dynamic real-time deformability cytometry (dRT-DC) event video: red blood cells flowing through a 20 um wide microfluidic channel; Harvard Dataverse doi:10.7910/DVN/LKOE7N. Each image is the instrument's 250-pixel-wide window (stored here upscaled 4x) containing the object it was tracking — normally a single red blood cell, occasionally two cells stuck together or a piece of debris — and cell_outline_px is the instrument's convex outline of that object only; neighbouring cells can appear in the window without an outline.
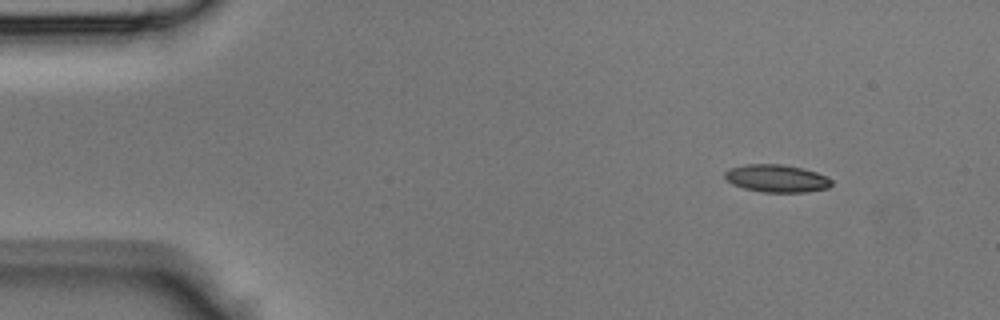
{"species": "Egyptian fruit bat (a non-hibernating species)", "species_latin": "Rousettus aegyptiacus", "temperature_condition": "room temperature", "stored_images_in_passage": 39, "camera_frame_rate_fps": 3000, "um_per_image_px": 0.085, "animal": {"sex": "male"}, "frame": {"image": 1, "passage_image": 1, "time_ms": 0.0, "image_size_px": [1000, 320], "cell_outline_px": [[832, 184], [828, 188], [808, 192], [764, 192], [744, 188], [732, 184], [724, 176], [724, 172], [732, 168], [744, 164], [780, 164], [800, 168], [816, 172], [832, 180]], "centroid_in_image_um": [66.01, 15.17], "position_along_channel_um": 19.0, "area_um2": 16.99}}
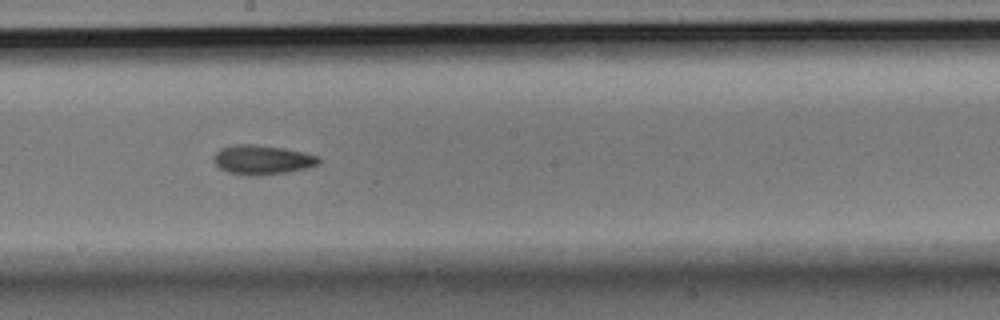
{"frame": {"image": 2, "passage_image": 20, "time_ms": 6.333, "image_size_px": [1000, 320], "cell_outline_px": [[320, 164], [308, 168], [288, 172], [260, 176], [252, 176], [228, 172], [220, 168], [212, 160], [212, 156], [220, 148], [232, 144], [252, 144], [284, 148], [304, 152], [320, 156]], "centroid_in_image_um": [22.3, 13.58], "position_along_channel_um": 225.9, "area_um2": 18.32}}
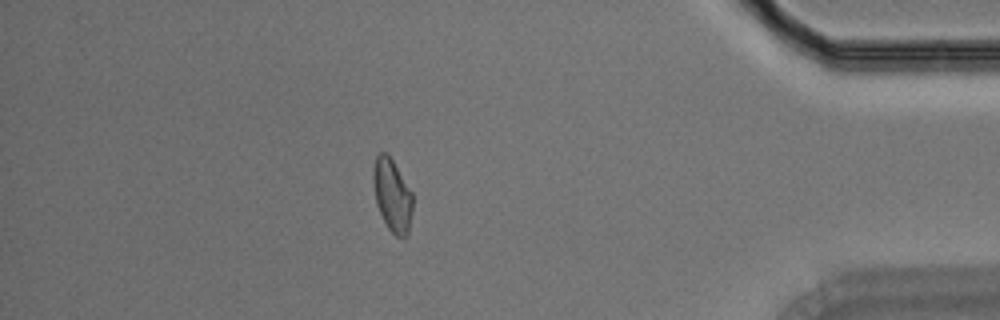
{"frame": {"image": 3, "passage_image": 34, "time_ms": 11.0, "image_size_px": [1000, 320], "cell_outline_px": [[412, 212], [408, 236], [396, 236], [388, 228], [376, 204], [372, 176], [372, 168], [376, 156], [380, 152], [384, 152], [392, 160], [412, 192]], "centroid_in_image_um": [33.33, 16.6], "position_along_channel_um": 401.9, "area_um2": 16.59}}